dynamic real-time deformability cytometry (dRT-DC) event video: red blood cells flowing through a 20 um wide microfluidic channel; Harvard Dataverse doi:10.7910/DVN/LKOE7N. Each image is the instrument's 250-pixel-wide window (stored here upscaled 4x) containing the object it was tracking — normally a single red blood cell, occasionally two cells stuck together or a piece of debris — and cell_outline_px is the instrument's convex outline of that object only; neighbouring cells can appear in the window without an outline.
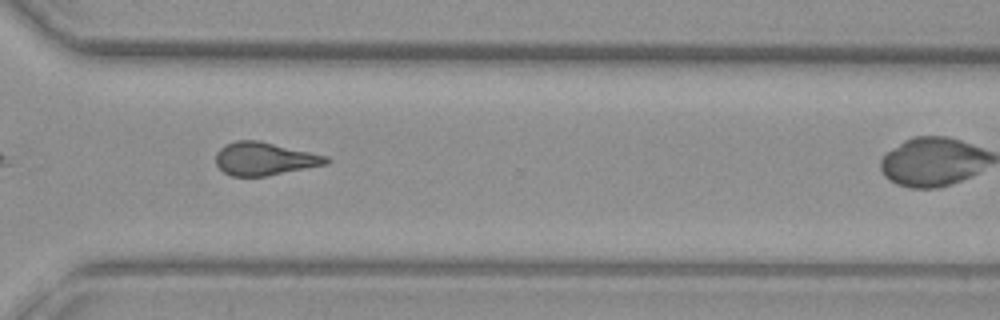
{"species": "common noctule bat (a hibernating species)", "species_latin": "Nyctalus noctula", "temperature_condition": "warm", "stored_images_in_passage": 28, "camera_frame_rate_fps": 3000, "um_per_image_px": 0.085, "animal": {"sex": "female", "body_mass_g": 29.2, "forearm_length_mm": 56.3}, "frame": {"image": 1, "passage_image": 24, "time_ms": 7.667, "image_size_px": [1000, 320], "cell_outline_px": [[332, 160], [328, 164], [268, 176], [232, 176], [224, 172], [216, 164], [216, 152], [224, 144], [236, 140], [260, 140], [328, 156]], "centroid_in_image_um": [22.5, 13.49], "position_along_channel_um": 348.1, "area_um2": 21.5}}